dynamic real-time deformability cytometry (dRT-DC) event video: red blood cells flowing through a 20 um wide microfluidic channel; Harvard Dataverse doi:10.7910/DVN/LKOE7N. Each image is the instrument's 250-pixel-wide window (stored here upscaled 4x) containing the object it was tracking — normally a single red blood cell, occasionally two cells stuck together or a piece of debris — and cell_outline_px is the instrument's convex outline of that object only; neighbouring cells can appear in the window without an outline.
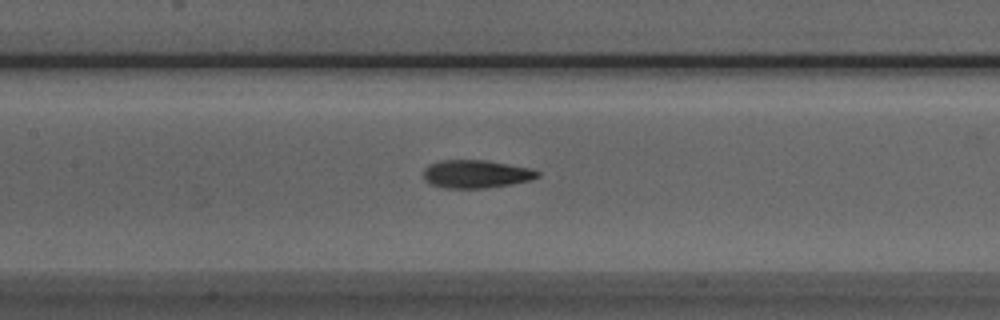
{"species": "Egyptian fruit bat (a non-hibernating species)", "species_latin": "Rousettus aegyptiacus", "temperature_condition": "room temperature", "stored_images_in_passage": 31, "camera_frame_rate_fps": 3000, "um_per_image_px": 0.085, "animal": {"sex": "male"}, "frame": {"image": 1, "passage_image": 9, "time_ms": 2.667, "image_size_px": [1000, 320], "cell_outline_px": [[540, 176], [532, 180], [512, 184], [484, 188], [444, 188], [428, 184], [424, 180], [424, 168], [428, 164], [440, 160], [488, 160], [532, 168], [540, 172]], "centroid_in_image_um": [40.47, 14.79], "position_along_channel_um": 166.9, "area_um2": 19.02}}
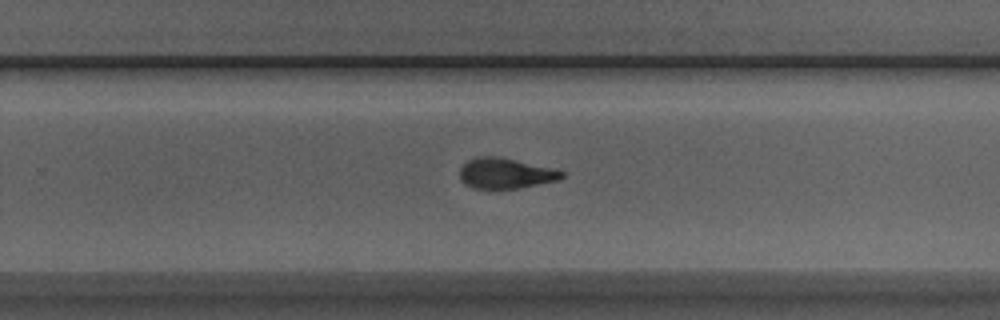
{"frame": {"image": 2, "passage_image": 18, "time_ms": 5.667, "image_size_px": [1000, 320], "cell_outline_px": [[564, 176], [560, 180], [520, 188], [472, 188], [464, 184], [460, 180], [460, 168], [468, 160], [476, 156], [496, 156], [516, 160], [552, 168], [564, 172]], "centroid_in_image_um": [42.95, 14.73], "position_along_channel_um": 286.8, "area_um2": 18.15}}
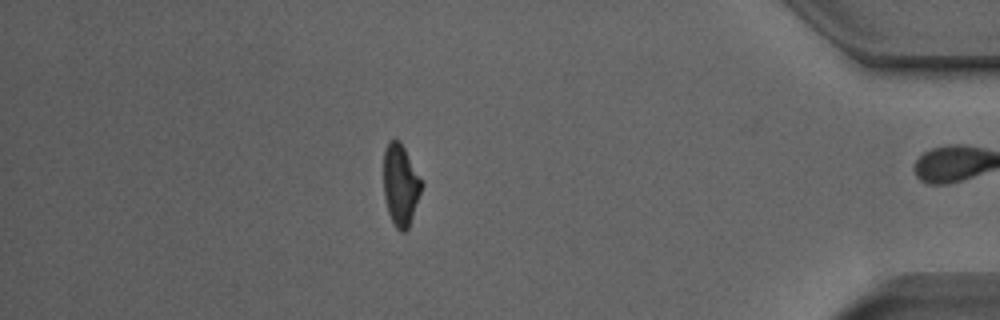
{"frame": {"image": 3, "passage_image": 30, "time_ms": 9.667, "image_size_px": [1000, 320], "cell_outline_px": [[424, 184], [408, 228], [404, 232], [400, 232], [396, 228], [388, 212], [384, 196], [384, 148], [388, 140], [400, 140], [424, 180]], "centroid_in_image_um": [34.07, 15.67], "position_along_channel_um": 401.1, "area_um2": 18.38}, "authors_computed_cell_mechanics": {"area_um2": 18.785, "velocity_mm_per_s": 4.017, "shape_relaxation_time_tau1_ms": 4.8288, "shape_relaxation_time_tau2_ms": 2.9123, "deformation_change_tau1": 0.197, "deformation_change_tau2": 0.1005}}